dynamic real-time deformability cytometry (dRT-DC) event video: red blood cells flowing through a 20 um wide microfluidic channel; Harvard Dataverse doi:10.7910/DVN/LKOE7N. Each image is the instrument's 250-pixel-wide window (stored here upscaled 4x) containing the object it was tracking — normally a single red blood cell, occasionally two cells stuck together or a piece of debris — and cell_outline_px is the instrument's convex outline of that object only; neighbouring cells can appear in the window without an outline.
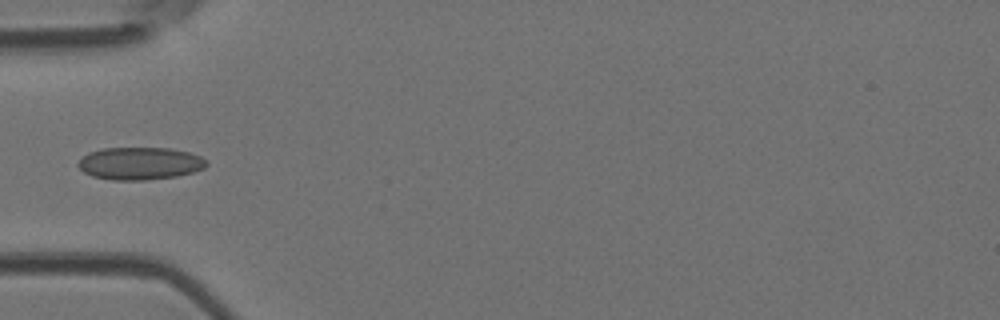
{"species": "Egyptian fruit bat (a non-hibernating species)", "species_latin": "Rousettus aegyptiacus", "temperature_condition": "room temperature", "stored_images_in_passage": 4, "camera_frame_rate_fps": 3000, "um_per_image_px": 0.085, "animal": {"sex": "female"}, "frame": {"image": 1, "passage_image": 4, "time_ms": 1.0, "image_size_px": [1000, 320], "cell_outline_px": [[208, 164], [204, 168], [192, 172], [176, 176], [144, 180], [112, 180], [92, 176], [84, 172], [76, 164], [88, 152], [104, 148], [168, 148], [188, 152], [200, 156], [208, 160]], "centroid_in_image_um": [11.89, 13.89], "position_along_channel_um": 73.1, "area_um2": 24.28}}